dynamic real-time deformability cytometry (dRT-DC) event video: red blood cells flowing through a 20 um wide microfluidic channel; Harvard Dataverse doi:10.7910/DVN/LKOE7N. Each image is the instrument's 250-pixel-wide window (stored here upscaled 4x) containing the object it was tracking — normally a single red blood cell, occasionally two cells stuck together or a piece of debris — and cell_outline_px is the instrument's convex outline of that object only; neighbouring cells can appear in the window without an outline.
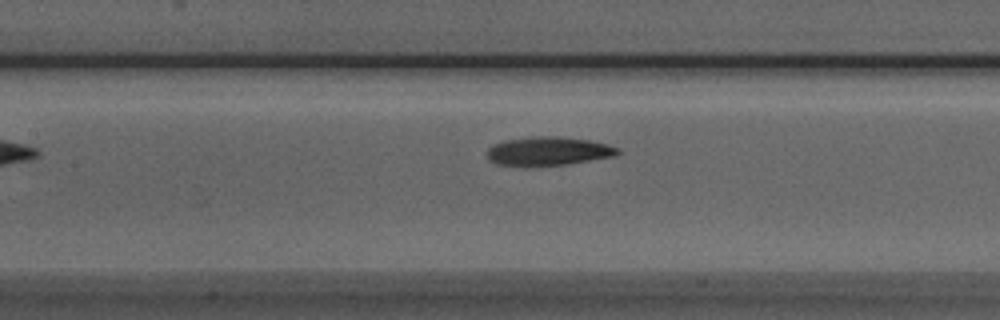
{"species": "Egyptian fruit bat (a non-hibernating species)", "species_latin": "Rousettus aegyptiacus", "temperature_condition": "room temperature", "stored_images_in_passage": 39, "camera_frame_rate_fps": 3000, "um_per_image_px": 0.085, "animal": {"sex": "male"}, "frame": {"image": 1, "passage_image": 11, "time_ms": 3.333, "image_size_px": [1000, 320], "cell_outline_px": [[620, 152], [616, 156], [564, 164], [528, 168], [496, 164], [488, 160], [488, 148], [492, 144], [504, 140], [532, 136], [556, 136], [588, 140], [608, 144], [616, 148]], "centroid_in_image_um": [46.53, 12.87], "position_along_channel_um": 160.9, "area_um2": 22.25}}
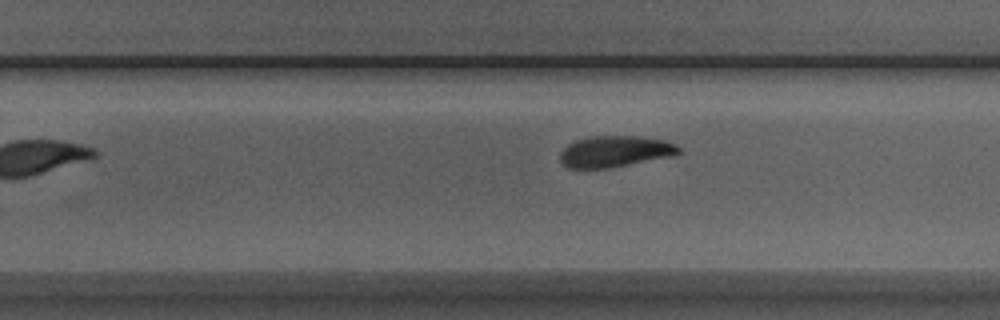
{"frame": {"image": 2, "passage_image": 20, "time_ms": 6.333, "image_size_px": [1000, 320], "cell_outline_px": [[680, 152], [672, 156], [608, 168], [568, 168], [560, 160], [560, 152], [568, 144], [576, 140], [588, 136], [636, 136], [664, 140], [676, 144], [680, 148]], "centroid_in_image_um": [52.26, 12.86], "position_along_channel_um": 277.5, "area_um2": 21.5}}
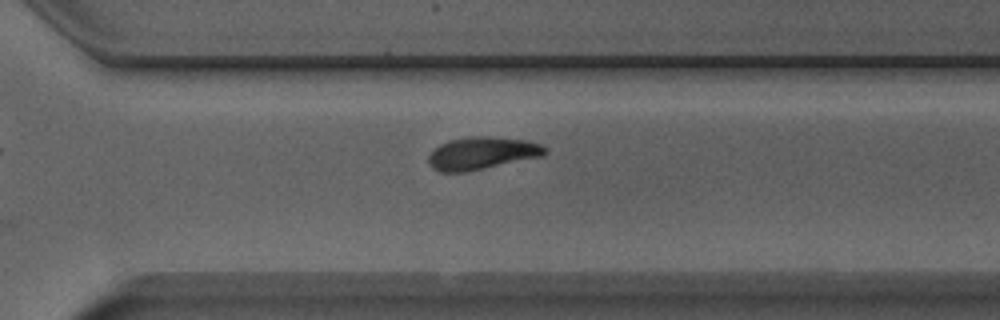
{"frame": {"image": 3, "passage_image": 24, "time_ms": 7.667, "image_size_px": [1000, 320], "cell_outline_px": [[548, 152], [540, 156], [464, 172], [440, 172], [432, 168], [428, 164], [428, 156], [440, 144], [448, 140], [472, 136], [488, 136], [528, 140], [540, 144], [548, 148]], "centroid_in_image_um": [40.94, 13.01], "position_along_channel_um": 329.7, "area_um2": 21.91}, "authors_computed_cell_mechanics": {"area_um2": 21.675, "velocity_mm_per_s": 3.9021, "shape_relaxation_time_tau1_ms": 4.5487, "shape_relaxation_time_tau2_ms": 5.9074, "deformation_change_tau1": 0.1482, "deformation_change_tau2": 0.1249}}